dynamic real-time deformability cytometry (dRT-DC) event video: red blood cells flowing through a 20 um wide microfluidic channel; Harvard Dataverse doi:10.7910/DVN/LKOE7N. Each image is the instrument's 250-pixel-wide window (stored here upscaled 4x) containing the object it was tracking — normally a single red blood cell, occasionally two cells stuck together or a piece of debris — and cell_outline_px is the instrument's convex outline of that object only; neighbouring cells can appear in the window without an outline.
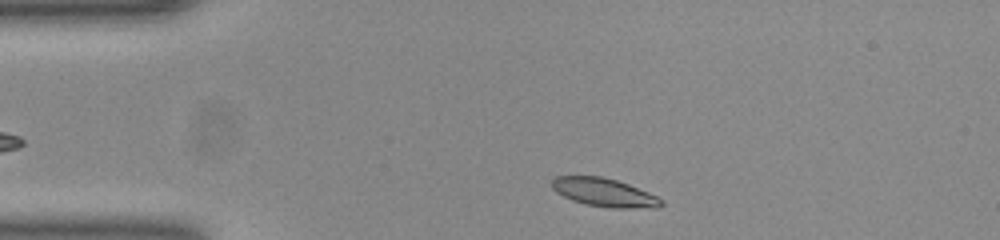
{"species": "common noctule bat (a hibernating species)", "species_latin": "Nyctalus noctula", "temperature_condition": "room temperature", "stored_images_in_passage": 44, "camera_frame_rate_fps": 3000, "um_per_image_px": 0.085, "animal": {"sex": "female", "body_mass_g": 23.0, "forearm_length_mm": 53.4}, "frame": {"image": 1, "passage_image": 2, "time_ms": 0.333, "image_size_px": [1000, 240], "cell_outline_px": [[664, 204], [656, 208], [612, 208], [588, 204], [572, 200], [556, 192], [552, 188], [552, 180], [556, 176], [600, 176], [616, 180], [628, 184], [648, 192], [664, 200]], "centroid_in_image_um": [51.38, 16.36], "position_along_channel_um": 33.6, "area_um2": 17.98}}
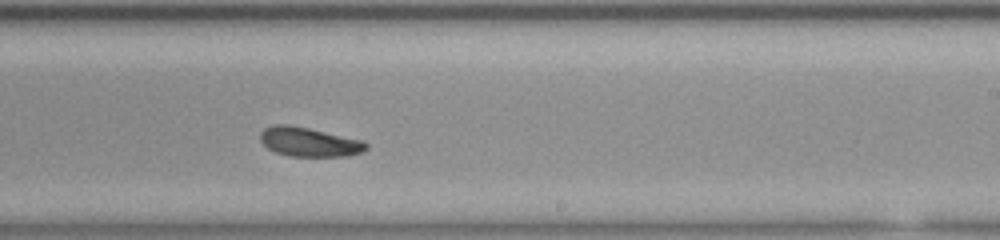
{"frame": {"image": 2, "passage_image": 23, "time_ms": 7.333, "image_size_px": [1000, 240], "cell_outline_px": [[368, 148], [360, 152], [348, 156], [288, 156], [276, 152], [268, 148], [260, 140], [260, 132], [264, 128], [276, 124], [288, 124], [308, 128], [360, 140], [368, 144]], "centroid_in_image_um": [26.23, 12.06], "position_along_channel_um": 262.8, "area_um2": 17.8}}
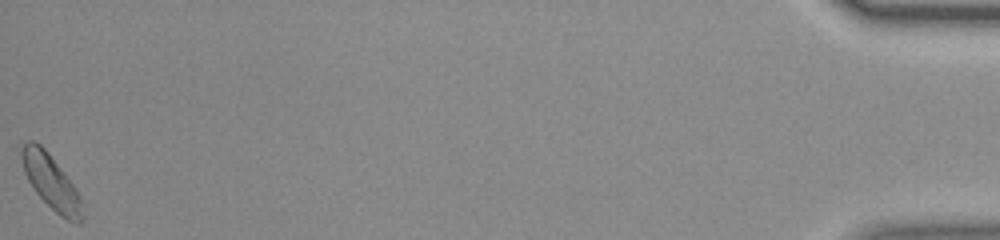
{"frame": {"image": 3, "passage_image": 44, "time_ms": 14.333, "image_size_px": [1000, 240], "cell_outline_px": [[84, 220], [80, 224], [76, 224], [60, 216], [36, 192], [28, 180], [24, 172], [20, 156], [20, 152], [24, 144], [28, 140], [32, 140], [40, 144], [48, 152], [64, 172], [76, 188], [80, 196], [84, 216]], "centroid_in_image_um": [4.36, 15.48], "position_along_channel_um": 430.8, "area_um2": 19.25}, "authors_computed_cell_mechanics": {"area_um2": 18.2648, "velocity_mm_per_s": 3.8641, "shape_relaxation_time_tau1_ms": 2.4615, "shape_relaxation_time_tau2_ms": 7.9395, "deformation_change_tau1": 0.0996, "deformation_change_tau2": 0.1531}}